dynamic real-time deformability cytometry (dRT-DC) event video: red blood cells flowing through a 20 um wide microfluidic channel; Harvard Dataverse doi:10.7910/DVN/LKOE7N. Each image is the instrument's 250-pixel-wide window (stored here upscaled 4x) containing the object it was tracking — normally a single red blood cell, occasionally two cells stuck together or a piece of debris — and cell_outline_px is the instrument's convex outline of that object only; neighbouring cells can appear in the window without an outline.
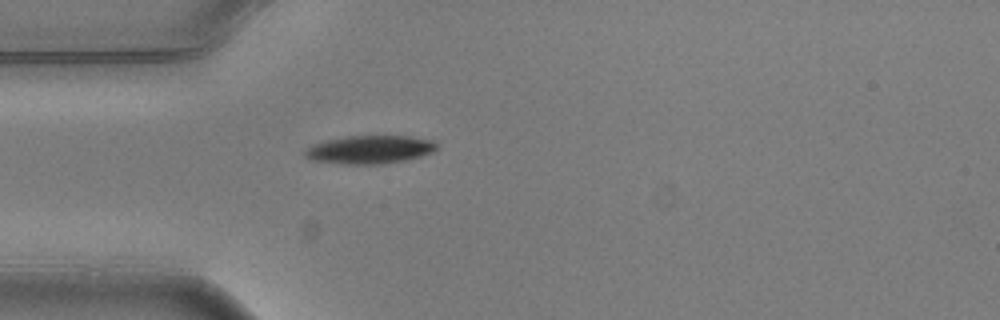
{"species": "common noctule bat (a hibernating species)", "species_latin": "Nyctalus noctula", "temperature_condition": "warm", "stored_images_in_passage": 1, "camera_frame_rate_fps": 3000, "um_per_image_px": 0.085, "animal": {"sex": "male", "body_mass_g": 20.5, "forearm_length_mm": 52.5}, "frame": {"image": 1, "passage_image": 1, "time_ms": 0.0, "image_size_px": [1000, 320], "cell_outline_px": [[436, 148], [432, 152], [420, 156], [404, 160], [384, 164], [344, 164], [308, 160], [304, 156], [304, 148], [312, 144], [328, 140], [348, 136], [412, 136], [432, 140], [436, 144]], "centroid_in_image_um": [31.37, 12.72], "position_along_channel_um": 53.6, "area_um2": 21.73}}